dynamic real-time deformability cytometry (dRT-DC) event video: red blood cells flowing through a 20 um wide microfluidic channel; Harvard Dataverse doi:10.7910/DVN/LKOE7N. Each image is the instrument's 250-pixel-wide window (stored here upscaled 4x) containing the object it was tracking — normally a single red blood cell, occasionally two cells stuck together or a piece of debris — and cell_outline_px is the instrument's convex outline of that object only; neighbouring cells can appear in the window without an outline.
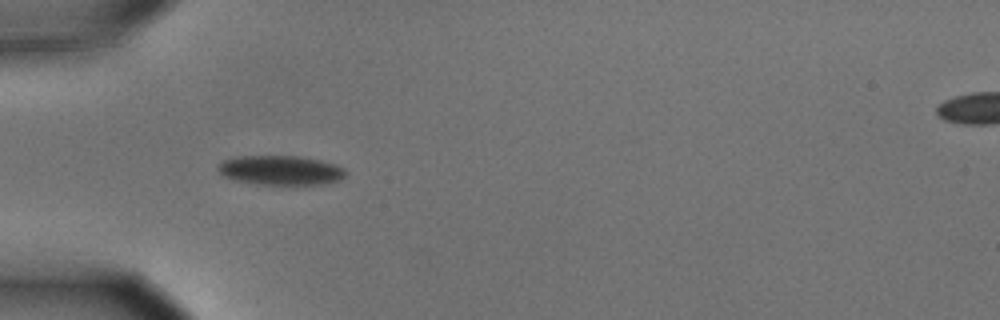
{"species": "common noctule bat (a hibernating species)", "species_latin": "Nyctalus noctula", "temperature_condition": "cold", "stored_images_in_passage": 5, "camera_frame_rate_fps": 3000, "um_per_image_px": 0.085, "animal": {"sex": "male", "body_mass_g": 15.6}, "frame": {"image": 1, "passage_image": 4, "time_ms": 1.0, "image_size_px": [1000, 320], "cell_outline_px": [[348, 172], [340, 180], [320, 184], [260, 184], [236, 180], [224, 176], [216, 168], [216, 164], [224, 160], [236, 156], [300, 156], [320, 160], [336, 164], [344, 168]], "centroid_in_image_um": [23.85, 14.46], "position_along_channel_um": 61.1, "area_um2": 21.91}}
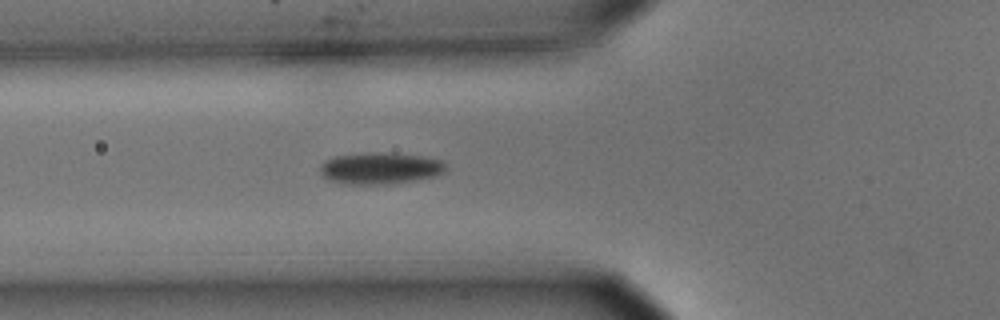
{"frame": {"image": 2, "passage_image": 5, "time_ms": 1.333, "image_size_px": [1000, 320], "cell_outline_px": [[444, 172], [432, 176], [412, 180], [388, 184], [348, 184], [332, 180], [320, 176], [320, 164], [324, 160], [336, 156], [368, 152], [376, 152], [420, 156], [440, 160], [444, 164]], "centroid_in_image_um": [32.22, 14.3], "position_along_channel_um": 93.6, "area_um2": 22.77}}